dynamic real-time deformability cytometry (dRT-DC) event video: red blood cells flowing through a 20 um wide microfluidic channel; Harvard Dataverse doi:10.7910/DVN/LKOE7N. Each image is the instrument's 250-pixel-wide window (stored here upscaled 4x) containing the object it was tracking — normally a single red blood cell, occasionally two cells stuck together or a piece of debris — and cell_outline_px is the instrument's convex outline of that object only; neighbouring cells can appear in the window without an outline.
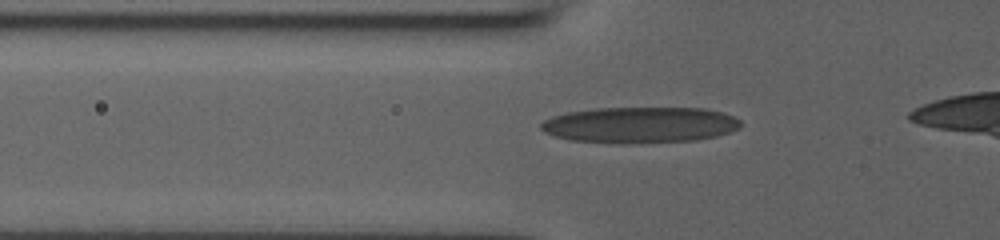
{"species": "human", "species_latin": "Homo sapiens", "temperature_condition": "room temperature", "stored_images_in_passage": 29, "camera_frame_rate_fps": 3000, "um_per_image_px": 0.085, "donor": {"sex": "male"}, "frame": {"image": 1, "passage_image": 2, "time_ms": 0.333, "image_size_px": [1000, 240], "cell_outline_px": [[740, 128], [716, 136], [692, 140], [568, 140], [544, 132], [540, 128], [540, 124], [544, 120], [552, 116], [568, 112], [596, 108], [704, 108], [724, 112], [740, 120]], "centroid_in_image_um": [54.41, 10.55], "position_along_channel_um": 71.4, "area_um2": 40.23}}
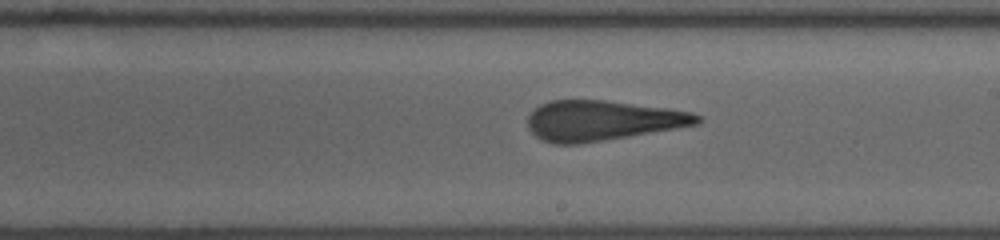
{"frame": {"image": 2, "passage_image": 14, "time_ms": 4.333, "image_size_px": [1000, 240], "cell_outline_px": [[704, 120], [700, 124], [580, 144], [552, 144], [536, 136], [528, 128], [528, 116], [540, 104], [552, 100], [604, 100], [668, 108], [692, 112], [704, 116]], "centroid_in_image_um": [51.23, 10.24], "position_along_channel_um": 237.8, "area_um2": 39.65}}
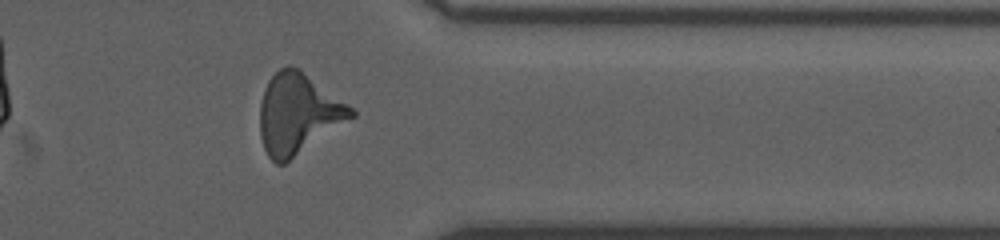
{"frame": {"image": 3, "passage_image": 25, "time_ms": 8.0, "image_size_px": [1000, 240], "cell_outline_px": [[356, 116], [284, 164], [276, 164], [268, 156], [264, 148], [260, 136], [260, 104], [264, 88], [268, 80], [280, 68], [288, 64], [300, 68], [348, 104], [356, 112]], "centroid_in_image_um": [25.33, 9.65], "position_along_channel_um": 386.1, "area_um2": 42.83}}